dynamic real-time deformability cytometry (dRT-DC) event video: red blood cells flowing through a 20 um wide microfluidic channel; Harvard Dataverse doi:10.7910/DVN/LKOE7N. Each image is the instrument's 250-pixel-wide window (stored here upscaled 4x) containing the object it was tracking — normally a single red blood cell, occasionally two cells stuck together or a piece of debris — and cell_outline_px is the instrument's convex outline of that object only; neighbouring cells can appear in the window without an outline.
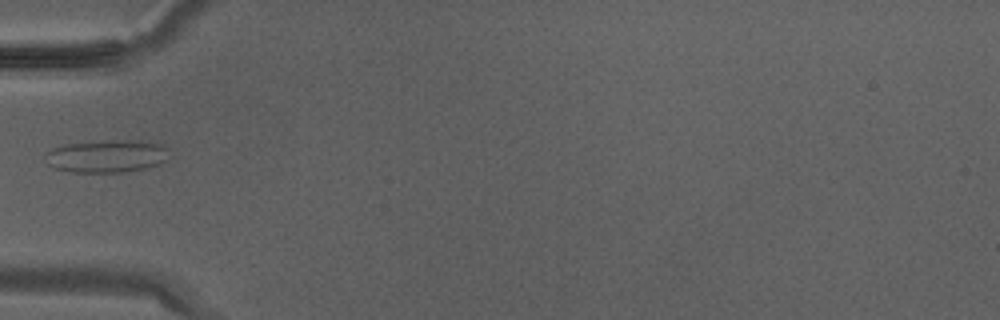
{"species": "Egyptian fruit bat (a non-hibernating species)", "species_latin": "Rousettus aegyptiacus", "temperature_condition": "warm", "stored_images_in_passage": 24, "camera_frame_rate_fps": 3000, "um_per_image_px": 0.085, "animal": {"sex": "male"}, "frame": {"image": 1, "passage_image": 1, "time_ms": 0.0, "image_size_px": [1000, 320], "cell_outline_px": [[168, 148], [164, 160], [160, 164], [144, 168], [120, 172], [72, 172], [56, 168], [48, 164], [44, 156], [44, 152], [52, 148], [68, 144], [164, 144]], "centroid_in_image_um": [8.96, 13.36], "position_along_channel_um": 76.0, "area_um2": 21.68}}
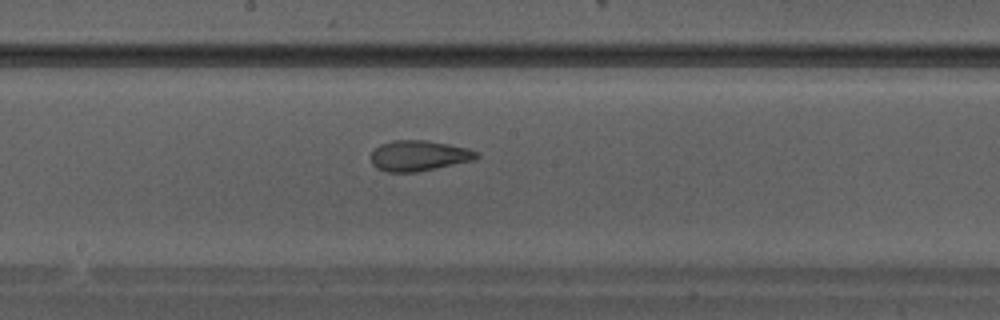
{"frame": {"image": 2, "passage_image": 8, "time_ms": 2.333, "image_size_px": [1000, 320], "cell_outline_px": [[480, 156], [472, 160], [436, 168], [416, 172], [388, 172], [376, 168], [372, 164], [372, 152], [380, 144], [392, 140], [424, 140], [448, 144], [468, 148], [480, 152]], "centroid_in_image_um": [35.6, 13.23], "position_along_channel_um": 212.6, "area_um2": 18.73}}